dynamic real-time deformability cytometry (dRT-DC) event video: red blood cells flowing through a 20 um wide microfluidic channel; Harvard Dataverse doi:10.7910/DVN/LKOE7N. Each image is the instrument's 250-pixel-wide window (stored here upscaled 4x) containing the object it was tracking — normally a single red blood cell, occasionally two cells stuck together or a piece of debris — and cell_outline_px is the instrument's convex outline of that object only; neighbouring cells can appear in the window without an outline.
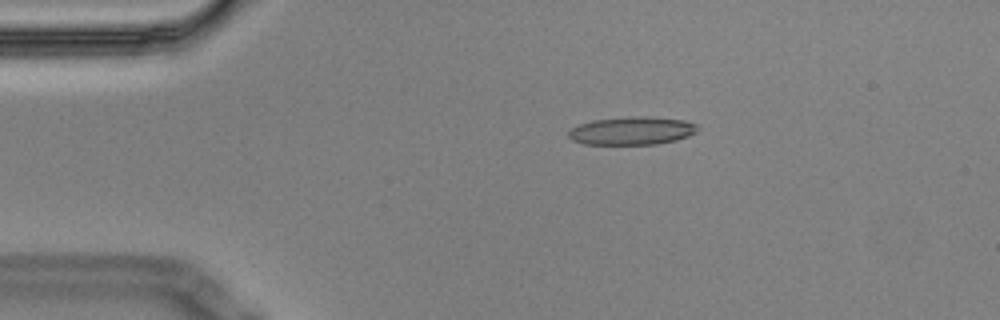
{"species": "Egyptian fruit bat (a non-hibernating species)", "species_latin": "Rousettus aegyptiacus", "temperature_condition": "cold", "stored_images_in_passage": 9, "camera_frame_rate_fps": 3000, "um_per_image_px": 0.085, "animal": {"sex": "male"}, "frame": {"image": 1, "passage_image": 3, "time_ms": 0.667, "image_size_px": [1000, 320], "cell_outline_px": [[696, 132], [688, 136], [676, 140], [656, 144], [584, 144], [572, 140], [568, 136], [568, 132], [572, 128], [580, 124], [592, 120], [628, 116], [652, 116], [684, 120], [696, 124]], "centroid_in_image_um": [53.7, 11.1], "position_along_channel_um": 31.3, "area_um2": 21.15}}
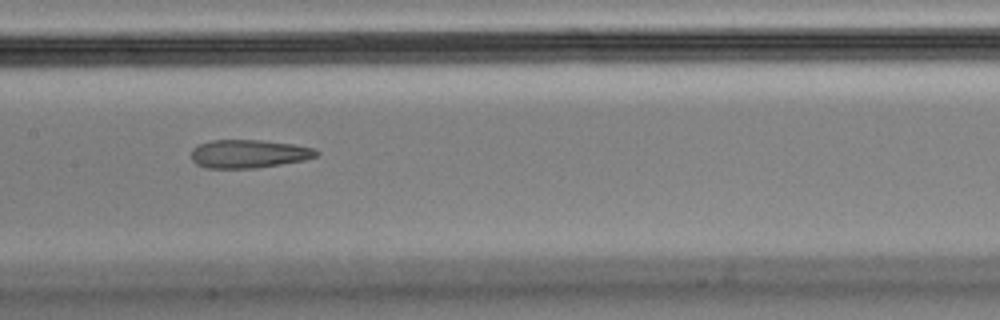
{"frame": {"image": 2, "passage_image": 8, "time_ms": 2.333, "image_size_px": [1000, 320], "cell_outline_px": [[320, 152], [316, 156], [304, 160], [256, 168], [204, 168], [196, 164], [192, 160], [192, 148], [200, 144], [212, 140], [260, 140], [292, 144], [312, 148]], "centroid_in_image_um": [21.11, 13.08], "position_along_channel_um": 186.3, "area_um2": 20.52}}
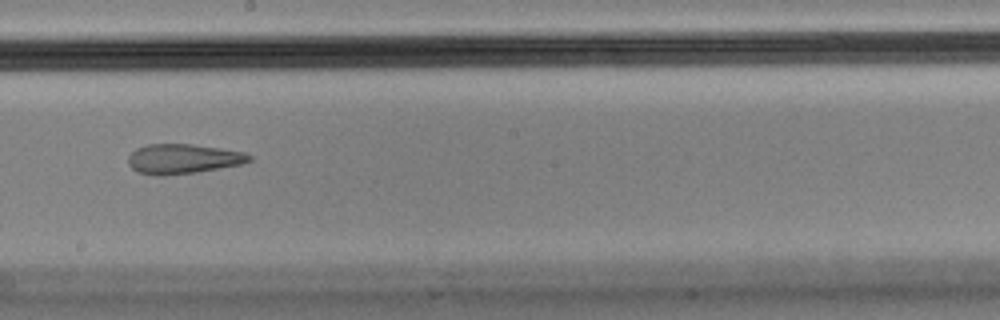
{"frame": {"image": 3, "passage_image": 9, "time_ms": 2.667, "image_size_px": [1000, 320], "cell_outline_px": [[252, 160], [244, 164], [196, 172], [164, 176], [156, 176], [136, 172], [128, 164], [128, 156], [136, 148], [148, 144], [192, 144], [220, 148], [244, 152], [252, 156]], "centroid_in_image_um": [15.55, 13.51], "position_along_channel_um": 232.7, "area_um2": 21.21}}